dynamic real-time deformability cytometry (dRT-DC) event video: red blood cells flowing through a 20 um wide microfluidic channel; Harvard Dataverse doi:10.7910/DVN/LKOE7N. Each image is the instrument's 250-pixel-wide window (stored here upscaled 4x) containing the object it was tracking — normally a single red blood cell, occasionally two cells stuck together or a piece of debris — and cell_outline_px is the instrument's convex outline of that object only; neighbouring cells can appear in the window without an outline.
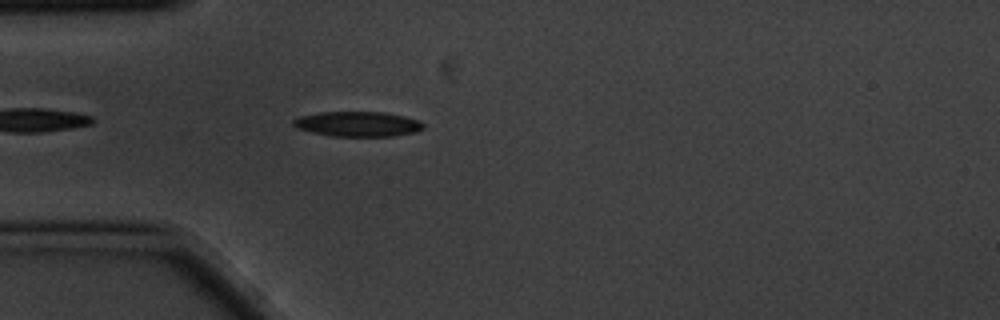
{"species": "common noctule bat (a hibernating species)", "species_latin": "Nyctalus noctula", "temperature_condition": "cold", "stored_images_in_passage": 1, "camera_frame_rate_fps": 3000, "um_per_image_px": 0.085, "animal": {"sex": "male", "body_mass_g": 20.1, "forearm_length_mm": 53.5}, "frame": {"image": 1, "passage_image": 1, "time_ms": 0.0, "image_size_px": [1000, 320], "cell_outline_px": [[424, 128], [416, 132], [392, 136], [332, 136], [312, 132], [296, 128], [292, 124], [292, 120], [300, 116], [320, 112], [384, 112], [404, 116], [420, 120], [424, 124]], "centroid_in_image_um": [30.42, 10.54], "position_along_channel_um": 54.6, "area_um2": 19.02}}